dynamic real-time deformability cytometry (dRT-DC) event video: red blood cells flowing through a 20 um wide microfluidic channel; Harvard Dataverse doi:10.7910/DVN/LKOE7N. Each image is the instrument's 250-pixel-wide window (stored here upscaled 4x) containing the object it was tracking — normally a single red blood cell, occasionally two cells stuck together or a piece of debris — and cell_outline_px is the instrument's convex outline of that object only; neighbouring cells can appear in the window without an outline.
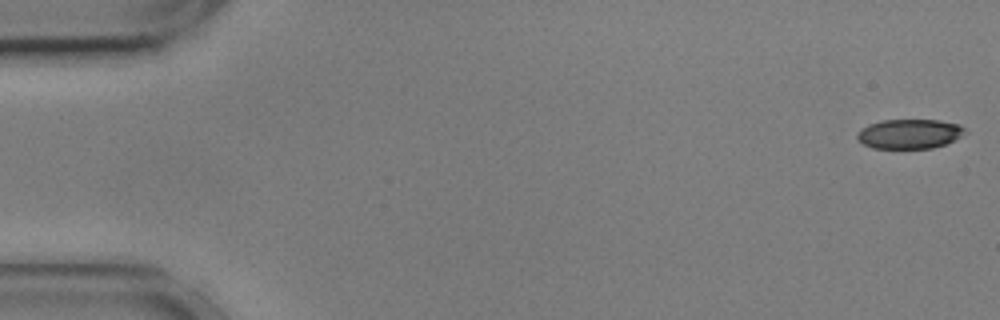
{"species": "common noctule bat (a hibernating species)", "species_latin": "Nyctalus noctula", "temperature_condition": "cold", "stored_images_in_passage": 55, "camera_frame_rate_fps": 3000, "um_per_image_px": 0.085, "animal": {"sex": "male", "body_mass_g": 17.9, "forearm_length_mm": 54.2}, "frame": {"image": 1, "passage_image": 1, "time_ms": 0.0, "image_size_px": [1000, 320], "cell_outline_px": [[968, 132], [944, 144], [932, 148], [872, 148], [864, 144], [856, 136], [856, 132], [868, 124], [884, 120], [940, 120], [960, 124]], "centroid_in_image_um": [77.3, 11.37], "position_along_channel_um": 7.7, "area_um2": 18.5}}
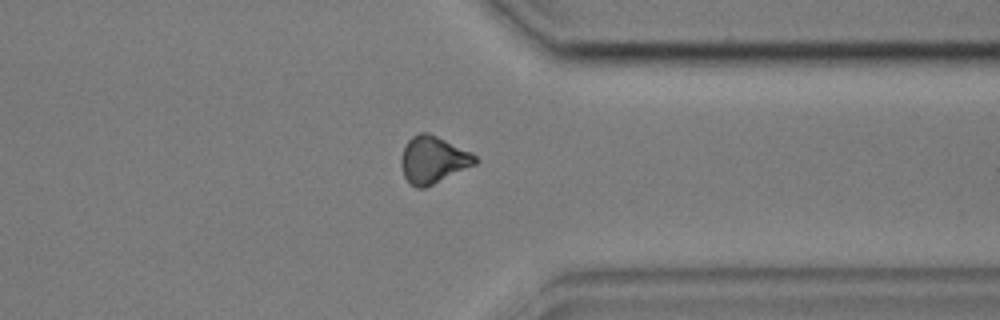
{"frame": {"image": 2, "passage_image": 43, "time_ms": 14.0, "image_size_px": [1000, 320], "cell_outline_px": [[480, 160], [476, 164], [424, 188], [416, 188], [404, 176], [400, 164], [400, 156], [408, 140], [412, 136], [420, 132], [428, 132], [472, 152]], "centroid_in_image_um": [36.82, 13.56], "position_along_channel_um": 374.6, "area_um2": 20.29}}
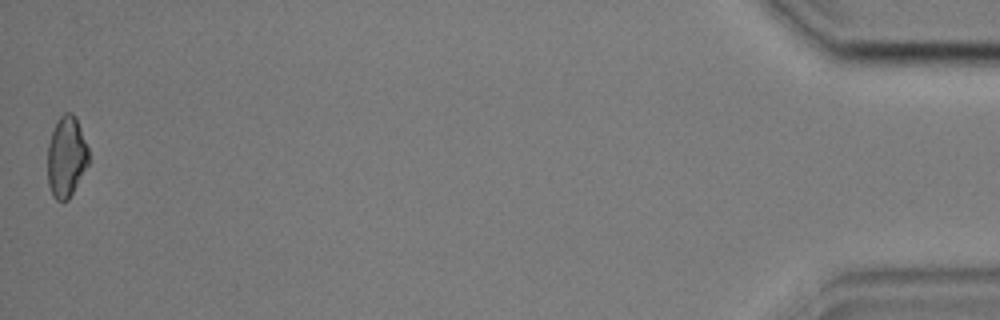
{"frame": {"image": 3, "passage_image": 55, "time_ms": 18.0, "image_size_px": [1000, 320], "cell_outline_px": [[88, 164], [68, 200], [56, 200], [52, 196], [48, 184], [48, 144], [56, 120], [64, 112], [72, 112], [76, 116], [88, 148]], "centroid_in_image_um": [5.63, 13.3], "position_along_channel_um": 429.6, "area_um2": 19.31}, "authors_computed_cell_mechanics": {"area_um2": 20.3456, "velocity_mm_per_s": 3.6005, "shape_relaxation_time_tau1_ms": 3.2663, "shape_relaxation_time_tau2_ms": null, "deformation_change_tau1": 0.0906, "deformation_change_tau2": null}}